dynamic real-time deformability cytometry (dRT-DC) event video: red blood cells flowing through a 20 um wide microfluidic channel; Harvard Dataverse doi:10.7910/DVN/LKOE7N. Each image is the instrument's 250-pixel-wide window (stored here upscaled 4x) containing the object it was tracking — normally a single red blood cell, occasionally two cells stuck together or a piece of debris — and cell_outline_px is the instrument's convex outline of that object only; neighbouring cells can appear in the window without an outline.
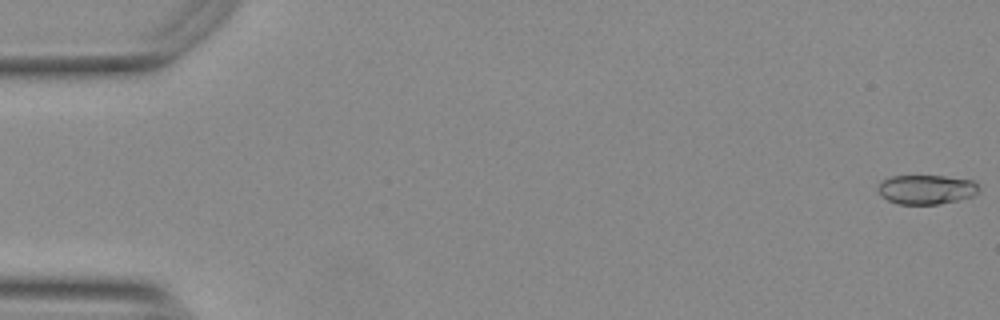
{"species": "Egyptian fruit bat (a non-hibernating species)", "species_latin": "Rousettus aegyptiacus", "temperature_condition": "warm", "stored_images_in_passage": 55, "camera_frame_rate_fps": 3000, "um_per_image_px": 0.085, "animal": {"sex": "female"}, "frame": {"image": 1, "passage_image": 1, "time_ms": 0.0, "image_size_px": [1000, 320], "cell_outline_px": [[980, 188], [972, 196], [956, 200], [936, 204], [900, 204], [888, 200], [880, 196], [876, 188], [880, 180], [892, 176], [944, 176], [972, 180]], "centroid_in_image_um": [78.67, 16.09], "position_along_channel_um": 6.3, "area_um2": 17.22}}
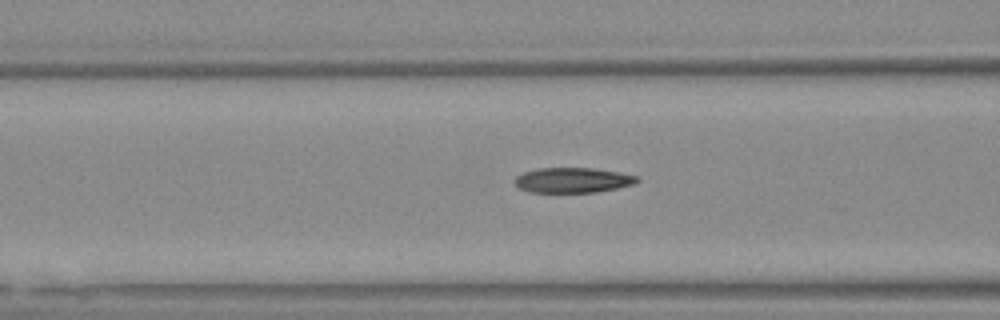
{"frame": {"image": 2, "passage_image": 22, "time_ms": 7.0, "image_size_px": [1000, 320], "cell_outline_px": [[640, 180], [632, 184], [616, 188], [596, 192], [528, 192], [520, 188], [516, 184], [516, 176], [524, 172], [536, 168], [592, 168], [640, 176]], "centroid_in_image_um": [48.68, 15.31], "position_along_channel_um": 117.9, "area_um2": 17.74}}
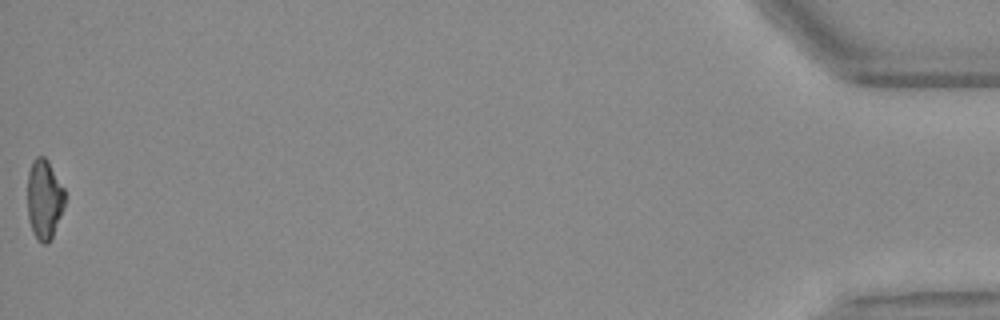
{"frame": {"image": 3, "passage_image": 55, "time_ms": 18.0, "image_size_px": [1000, 320], "cell_outline_px": [[64, 208], [52, 236], [48, 244], [44, 244], [32, 232], [28, 220], [28, 172], [32, 160], [36, 156], [44, 156], [48, 160], [64, 188]], "centroid_in_image_um": [3.75, 16.91], "position_along_channel_um": 431.4, "area_um2": 17.34}, "authors_computed_cell_mechanics": {"area_um2": 18.0914, "velocity_mm_per_s": 3.7622, "shape_relaxation_time_tau1_ms": 6.1394, "shape_relaxation_time_tau2_ms": 2.1049, "deformation_change_tau1": 0.1975, "deformation_change_tau2": 0.0898}}